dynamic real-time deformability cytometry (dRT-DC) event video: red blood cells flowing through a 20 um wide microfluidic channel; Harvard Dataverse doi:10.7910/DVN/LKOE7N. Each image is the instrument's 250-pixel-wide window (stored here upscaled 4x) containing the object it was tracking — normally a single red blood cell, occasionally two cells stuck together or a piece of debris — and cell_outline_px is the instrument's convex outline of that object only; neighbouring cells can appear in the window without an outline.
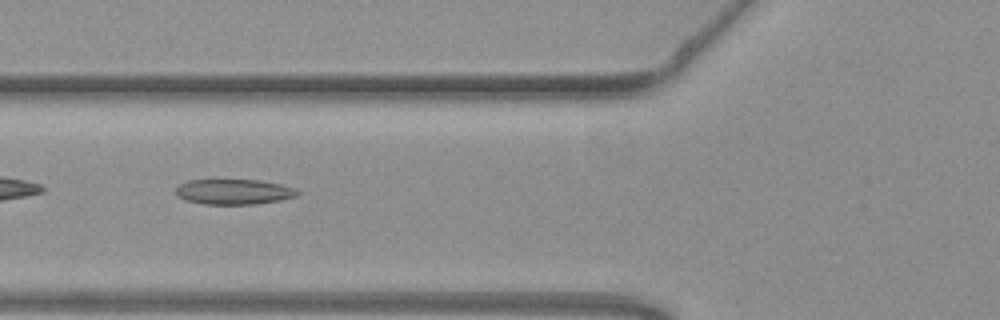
{"species": "common noctule bat (a hibernating species)", "species_latin": "Nyctalus noctula", "temperature_condition": "warm", "stored_images_in_passage": 45, "camera_frame_rate_fps": 3000, "um_per_image_px": 0.085, "animal": {"sex": "female", "body_mass_g": 19.3, "forearm_length_mm": 54.1}, "frame": {"image": 1, "passage_image": 11, "time_ms": 3.333, "image_size_px": [1000, 320], "cell_outline_px": [[300, 192], [296, 196], [280, 200], [256, 204], [204, 204], [184, 200], [176, 196], [176, 188], [180, 184], [188, 180], [260, 180], [280, 184], [296, 188]], "centroid_in_image_um": [19.87, 16.3], "position_along_channel_um": 105.9, "area_um2": 17.98}}
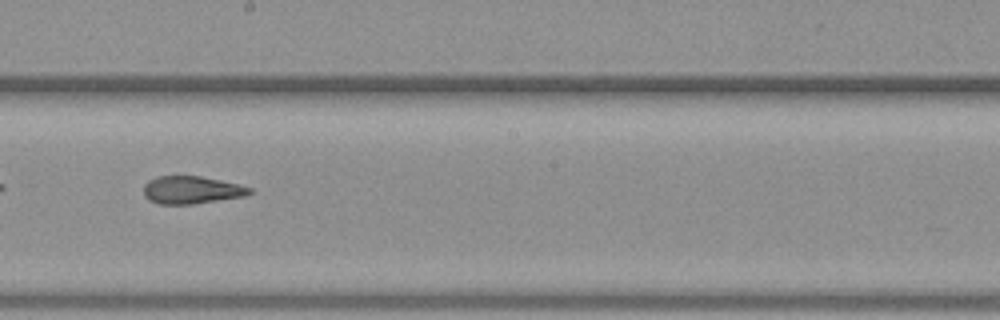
{"frame": {"image": 2, "passage_image": 21, "time_ms": 6.667, "image_size_px": [1000, 320], "cell_outline_px": [[252, 192], [244, 196], [192, 204], [160, 204], [148, 200], [144, 196], [144, 184], [148, 180], [156, 176], [200, 176], [220, 180], [252, 188]], "centroid_in_image_um": [16.23, 16.14], "position_along_channel_um": 232.0, "area_um2": 16.99}}
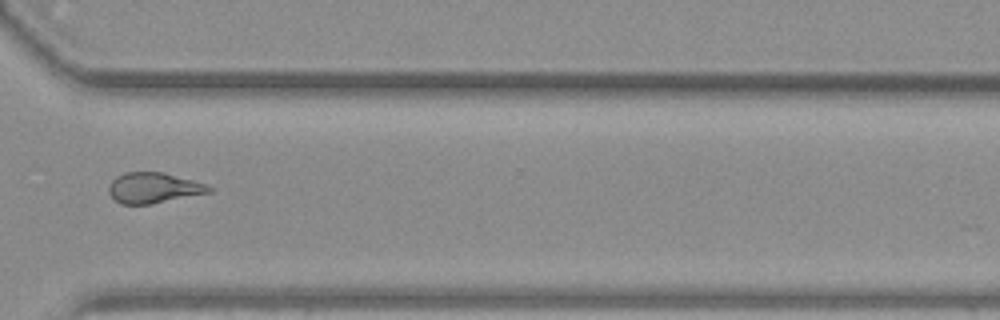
{"frame": {"image": 3, "passage_image": 31, "time_ms": 10.0, "image_size_px": [1000, 320], "cell_outline_px": [[212, 192], [148, 204], [120, 204], [108, 192], [108, 188], [112, 180], [116, 176], [124, 172], [164, 172], [192, 180], [204, 184], [212, 188]], "centroid_in_image_um": [13.02, 15.96], "position_along_channel_um": 357.6, "area_um2": 17.63}, "authors_computed_cell_mechanics": {"area_um2": 18.3226, "velocity_mm_per_s": 3.7773, "shape_relaxation_time_tau1_ms": 8.3969, "shape_relaxation_time_tau2_ms": 2.008, "deformation_change_tau1": 0.2133, "deformation_change_tau2": 0.1194}}